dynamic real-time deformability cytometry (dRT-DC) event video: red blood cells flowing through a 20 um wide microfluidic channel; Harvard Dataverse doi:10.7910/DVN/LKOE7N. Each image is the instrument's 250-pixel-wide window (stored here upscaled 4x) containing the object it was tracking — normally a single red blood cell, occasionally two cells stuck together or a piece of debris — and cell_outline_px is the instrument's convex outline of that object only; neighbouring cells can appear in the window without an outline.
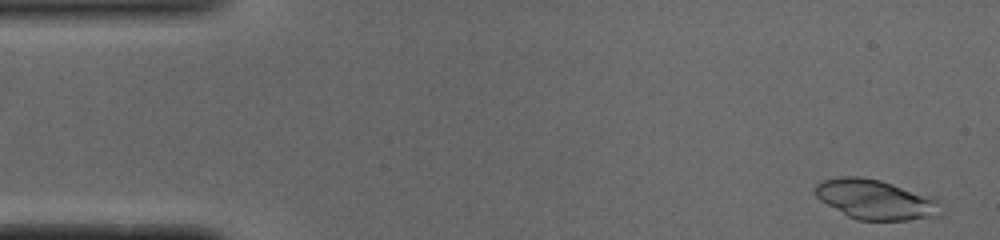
{"species": "common noctule bat (a hibernating species)", "species_latin": "Nyctalus noctula", "temperature_condition": "cold", "stored_images_in_passage": 9, "camera_frame_rate_fps": 3000, "um_per_image_px": 0.085, "animal": {"sex": "male", "body_mass_g": 19.0, "forearm_length_mm": 50.8}, "frame": {"image": 1, "passage_image": 2, "time_ms": 0.333, "image_size_px": [1000, 240], "cell_outline_px": [[940, 216], [908, 220], [856, 220], [848, 216], [820, 200], [816, 196], [812, 188], [816, 184], [824, 180], [840, 176], [860, 176], [880, 180], [932, 196], [936, 200]], "centroid_in_image_um": [74.37, 16.95], "position_along_channel_um": 10.6, "area_um2": 29.02}}